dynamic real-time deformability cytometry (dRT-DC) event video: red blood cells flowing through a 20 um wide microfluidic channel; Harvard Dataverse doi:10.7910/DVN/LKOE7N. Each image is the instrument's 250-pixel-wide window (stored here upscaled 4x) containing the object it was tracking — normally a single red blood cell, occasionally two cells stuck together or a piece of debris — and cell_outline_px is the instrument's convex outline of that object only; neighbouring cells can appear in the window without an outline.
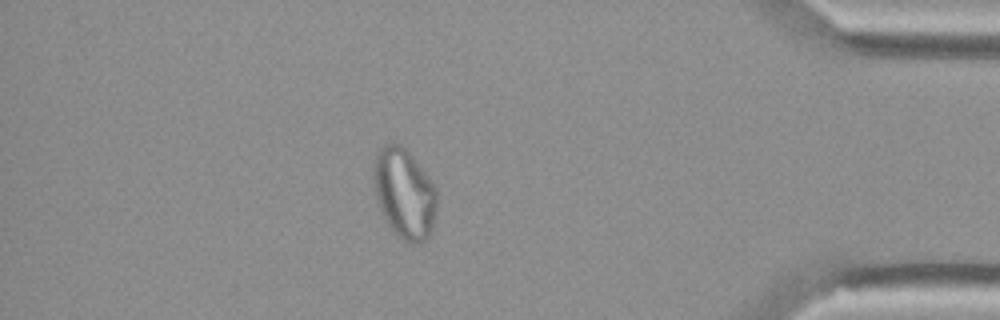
{"species": "Egyptian fruit bat (a non-hibernating species)", "species_latin": "Rousettus aegyptiacus", "temperature_condition": "cold", "stored_images_in_passage": 53, "camera_frame_rate_fps": 3000, "um_per_image_px": 0.085, "animal": {"sex": "female"}, "frame": {"image": 1, "passage_image": 46, "time_ms": 15.0, "image_size_px": [1000, 320], "cell_outline_px": [[436, 204], [432, 228], [428, 236], [420, 244], [408, 244], [396, 236], [392, 232], [376, 200], [372, 176], [372, 164], [376, 148], [384, 144], [400, 144], [412, 156], [436, 188]], "centroid_in_image_um": [34.31, 16.44], "position_along_channel_um": 400.9, "area_um2": 33.52}}